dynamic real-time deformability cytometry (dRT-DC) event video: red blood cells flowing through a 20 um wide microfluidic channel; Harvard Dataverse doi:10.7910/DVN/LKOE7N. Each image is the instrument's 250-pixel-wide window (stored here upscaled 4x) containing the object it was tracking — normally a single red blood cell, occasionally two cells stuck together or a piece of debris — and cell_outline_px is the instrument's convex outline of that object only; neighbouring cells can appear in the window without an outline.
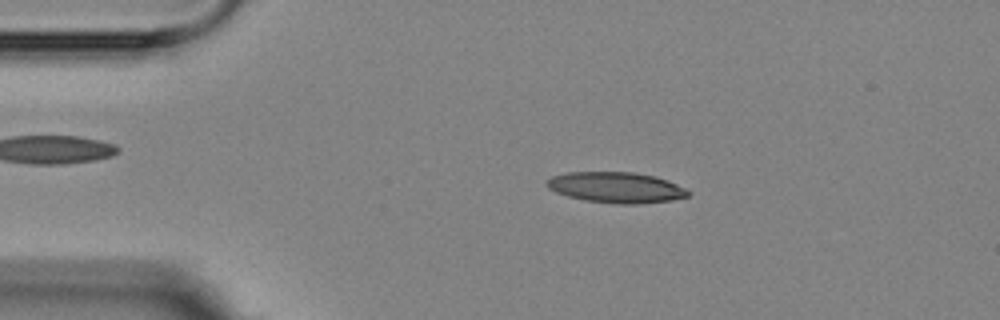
{"species": "Egyptian fruit bat (a non-hibernating species)", "species_latin": "Rousettus aegyptiacus", "temperature_condition": "room temperature", "stored_images_in_passage": 5, "camera_frame_rate_fps": 3000, "um_per_image_px": 0.085, "animal": {"sex": "female"}, "frame": {"image": 1, "passage_image": 2, "time_ms": 2.0, "image_size_px": [1000, 320], "cell_outline_px": [[692, 192], [688, 196], [672, 200], [636, 204], [616, 204], [588, 200], [568, 196], [556, 192], [548, 188], [544, 184], [552, 176], [568, 172], [632, 172], [656, 176], [668, 180], [688, 188]], "centroid_in_image_um": [52.42, 15.93], "position_along_channel_um": 32.6, "area_um2": 25.43}}
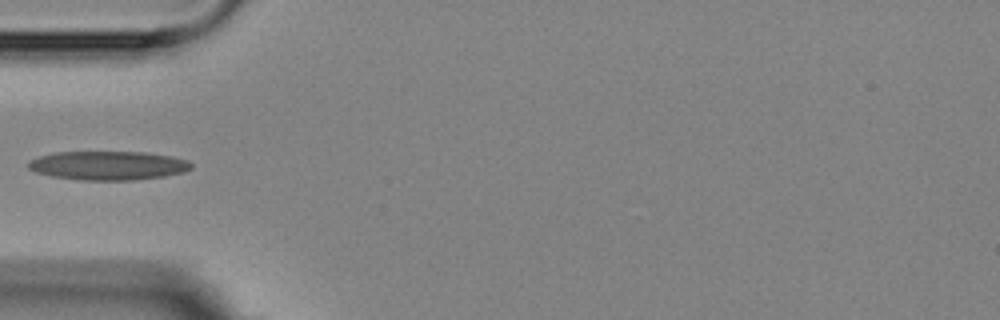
{"frame": {"image": 2, "passage_image": 4, "time_ms": 4.333, "image_size_px": [1000, 320], "cell_outline_px": [[192, 168], [184, 172], [164, 176], [136, 180], [80, 180], [52, 176], [36, 172], [28, 168], [28, 160], [52, 152], [144, 152], [172, 156], [188, 160], [192, 164]], "centroid_in_image_um": [9.19, 14.07], "position_along_channel_um": 75.8, "area_um2": 27.57}}
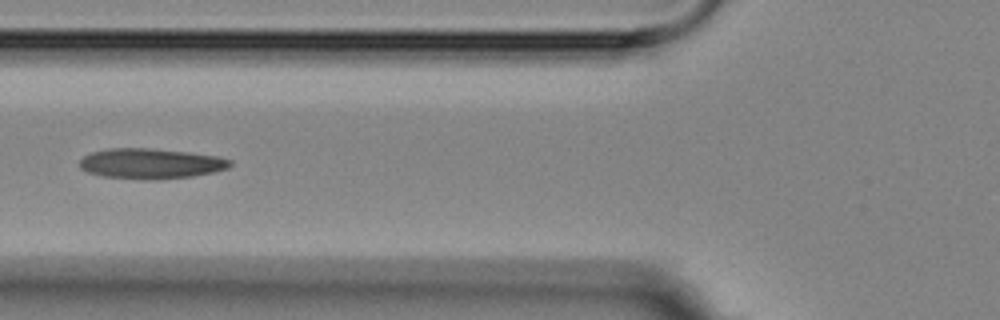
{"frame": {"image": 3, "passage_image": 5, "time_ms": 5.333, "image_size_px": [1000, 320], "cell_outline_px": [[232, 164], [228, 168], [212, 172], [192, 176], [156, 180], [148, 180], [100, 176], [88, 172], [80, 168], [80, 160], [84, 156], [92, 152], [108, 148], [152, 148], [188, 152], [216, 156], [232, 160]], "centroid_in_image_um": [12.8, 13.9], "position_along_channel_um": 113.0, "area_um2": 26.65}}